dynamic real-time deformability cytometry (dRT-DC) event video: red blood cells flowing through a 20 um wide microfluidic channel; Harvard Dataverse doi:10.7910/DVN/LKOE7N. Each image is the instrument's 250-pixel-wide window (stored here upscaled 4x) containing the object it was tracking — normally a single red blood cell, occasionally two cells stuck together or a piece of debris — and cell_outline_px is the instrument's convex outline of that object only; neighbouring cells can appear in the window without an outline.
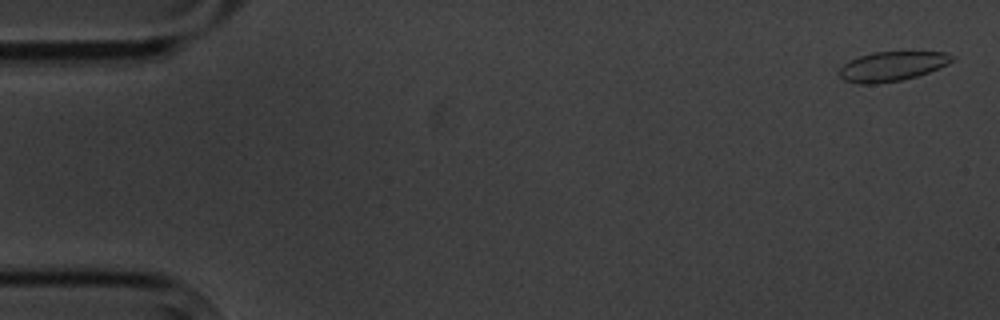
{"species": "common noctule bat (a hibernating species)", "species_latin": "Nyctalus noctula", "temperature_condition": "cold", "stored_images_in_passage": 6, "camera_frame_rate_fps": 3000, "um_per_image_px": 0.085, "animal": {"sex": "male", "body_mass_g": 20.1, "forearm_length_mm": 53.5}, "frame": {"image": 1, "passage_image": 1, "time_ms": 0.0, "image_size_px": [1000, 320], "cell_outline_px": [[956, 56], [948, 64], [928, 72], [916, 76], [900, 80], [872, 84], [860, 84], [844, 80], [840, 76], [840, 68], [848, 60], [872, 52], [944, 52]], "centroid_in_image_um": [75.81, 5.63], "position_along_channel_um": 9.2, "area_um2": 19.19}}
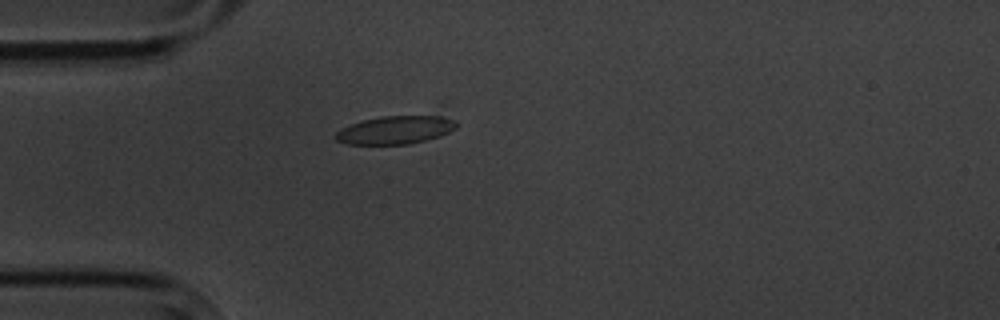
{"frame": {"image": 2, "passage_image": 5, "time_ms": 4.667, "image_size_px": [1000, 320], "cell_outline_px": [[456, 128], [440, 136], [408, 144], [348, 144], [336, 140], [336, 132], [340, 128], [364, 120], [380, 116], [440, 116], [452, 120], [456, 124]], "centroid_in_image_um": [33.57, 11.05], "position_along_channel_um": 51.4, "area_um2": 19.42}}